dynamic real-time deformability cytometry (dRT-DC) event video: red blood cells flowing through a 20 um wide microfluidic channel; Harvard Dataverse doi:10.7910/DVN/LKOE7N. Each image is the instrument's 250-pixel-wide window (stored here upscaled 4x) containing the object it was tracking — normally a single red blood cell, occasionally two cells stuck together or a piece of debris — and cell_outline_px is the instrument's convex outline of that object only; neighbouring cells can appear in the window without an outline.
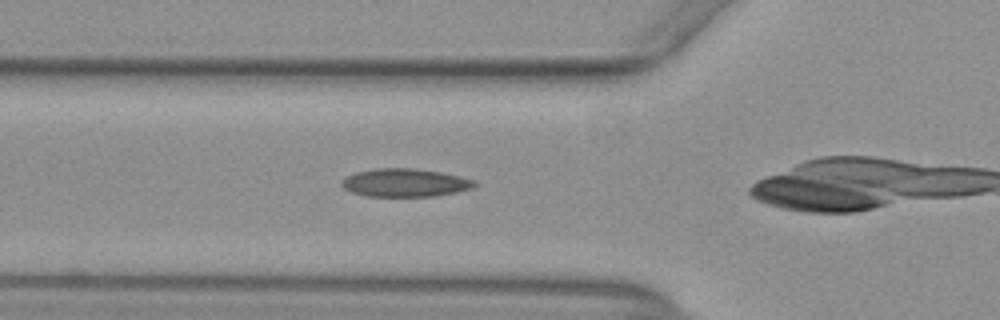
{"species": "common noctule bat (a hibernating species)", "species_latin": "Nyctalus noctula", "temperature_condition": "warm", "stored_images_in_passage": 26, "camera_frame_rate_fps": 3000, "um_per_image_px": 0.085, "animal": {"sex": "female", "body_mass_g": 29.2, "forearm_length_mm": 56.3}, "frame": {"image": 1, "passage_image": 12, "time_ms": 3.667, "image_size_px": [1000, 320], "cell_outline_px": [[476, 184], [472, 188], [456, 192], [432, 196], [368, 196], [352, 192], [344, 188], [340, 184], [340, 180], [344, 176], [356, 172], [376, 168], [416, 168], [440, 172], [460, 176], [476, 180]], "centroid_in_image_um": [34.39, 15.52], "position_along_channel_um": 91.4, "area_um2": 21.85}}
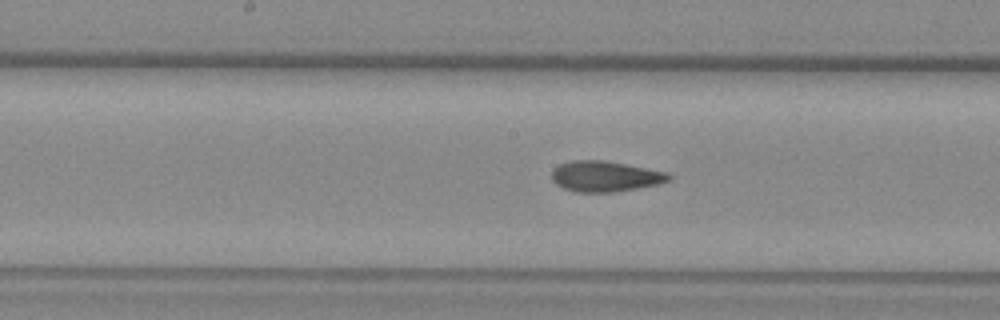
{"frame": {"image": 2, "passage_image": 20, "time_ms": 6.333, "image_size_px": [1000, 320], "cell_outline_px": [[672, 180], [660, 184], [612, 192], [576, 192], [564, 188], [556, 184], [552, 180], [552, 172], [560, 164], [572, 160], [604, 160], [668, 172], [672, 176]], "centroid_in_image_um": [51.47, 14.99], "position_along_channel_um": 196.7, "area_um2": 20.87}}
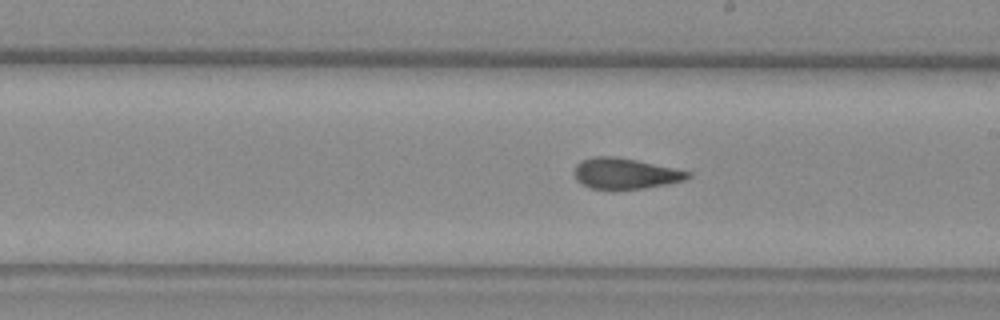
{"frame": {"image": 3, "passage_image": 23, "time_ms": 7.333, "image_size_px": [1000, 320], "cell_outline_px": [[692, 176], [684, 180], [644, 188], [612, 192], [588, 188], [580, 184], [576, 180], [572, 172], [576, 164], [580, 160], [592, 156], [616, 156], [636, 160], [692, 172]], "centroid_in_image_um": [53.04, 14.78], "position_along_channel_um": 236.0, "area_um2": 21.15}}